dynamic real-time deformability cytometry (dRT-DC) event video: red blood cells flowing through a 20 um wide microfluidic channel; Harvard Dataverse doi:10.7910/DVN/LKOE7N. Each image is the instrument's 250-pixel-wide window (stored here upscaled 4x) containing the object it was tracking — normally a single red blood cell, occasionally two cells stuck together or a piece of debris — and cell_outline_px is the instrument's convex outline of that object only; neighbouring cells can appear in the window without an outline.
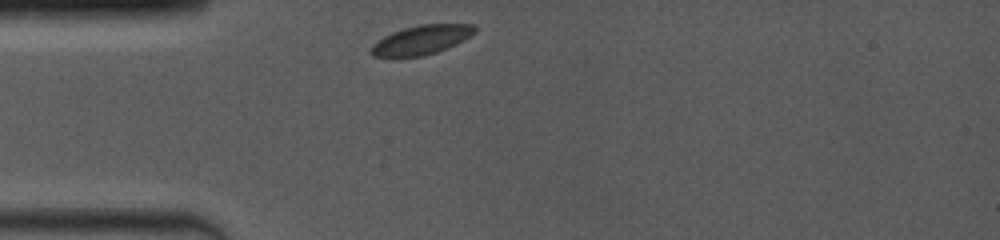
{"species": "common noctule bat (a hibernating species)", "species_latin": "Nyctalus noctula", "temperature_condition": "room temperature", "stored_images_in_passage": 7, "camera_frame_rate_fps": 4000, "um_per_image_px": 0.085, "animal": {"sex": "female", "body_mass_g": 19.0, "forearm_length_mm": 53.3}, "frame": {"image": 1, "passage_image": 1, "time_ms": 0.0, "image_size_px": [1000, 240], "cell_outline_px": [[476, 32], [456, 44], [448, 48], [424, 56], [396, 60], [372, 56], [368, 52], [372, 44], [384, 36], [392, 32], [404, 28], [420, 24], [476, 24]], "centroid_in_image_um": [35.73, 3.44], "position_along_channel_um": 49.3, "area_um2": 18.38}}
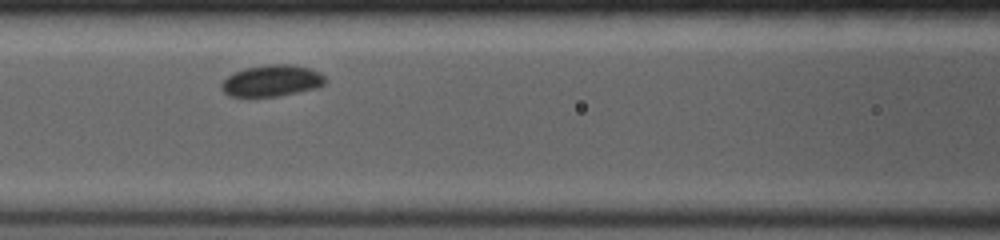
{"frame": {"image": 2, "passage_image": 4, "time_ms": 2.75, "image_size_px": [1000, 240], "cell_outline_px": [[328, 80], [320, 88], [280, 96], [228, 96], [220, 88], [220, 84], [232, 72], [244, 68], [268, 64], [288, 64], [308, 68], [320, 72]], "centroid_in_image_um": [23.12, 6.86], "position_along_channel_um": 143.5, "area_um2": 19.31}}
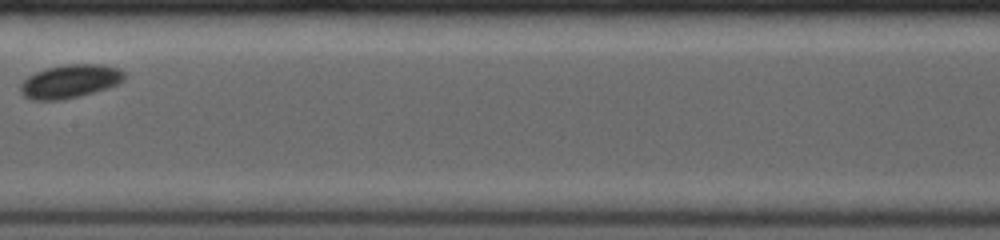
{"frame": {"image": 3, "passage_image": 6, "time_ms": 4.25, "image_size_px": [1000, 240], "cell_outline_px": [[124, 80], [120, 84], [108, 88], [80, 96], [64, 100], [32, 100], [24, 96], [20, 92], [20, 84], [28, 76], [36, 72], [48, 68], [64, 64], [100, 64], [120, 68], [124, 72]], "centroid_in_image_um": [5.97, 6.92], "position_along_channel_um": 201.4, "area_um2": 20.46}}